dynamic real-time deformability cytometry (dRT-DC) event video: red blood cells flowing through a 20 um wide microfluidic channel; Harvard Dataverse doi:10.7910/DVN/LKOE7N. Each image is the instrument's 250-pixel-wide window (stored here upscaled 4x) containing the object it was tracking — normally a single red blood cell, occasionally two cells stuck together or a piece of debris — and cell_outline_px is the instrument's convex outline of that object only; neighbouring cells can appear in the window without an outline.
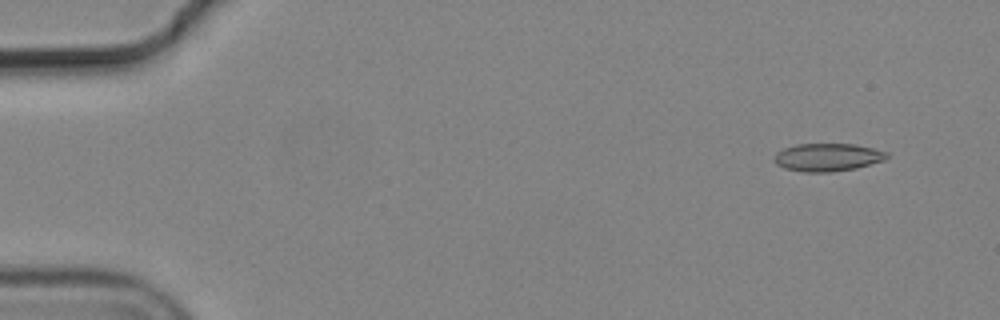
{"species": "common noctule bat (a hibernating species)", "species_latin": "Nyctalus noctula", "temperature_condition": "cold", "stored_images_in_passage": 5, "camera_frame_rate_fps": 3000, "um_per_image_px": 0.085, "animal": {"sex": "male", "body_mass_g": 19.2, "forearm_length_mm": 51.8}, "frame": {"image": 1, "passage_image": 2, "time_ms": 0.333, "image_size_px": [1000, 320], "cell_outline_px": [[888, 156], [884, 160], [856, 168], [832, 172], [804, 172], [784, 168], [776, 164], [772, 160], [772, 156], [776, 152], [784, 148], [796, 144], [856, 144], [888, 152]], "centroid_in_image_um": [70.3, 13.37], "position_along_channel_um": 14.7, "area_um2": 18.44}}